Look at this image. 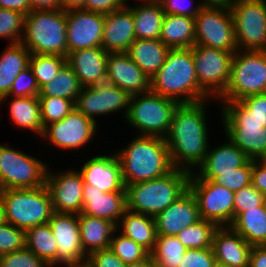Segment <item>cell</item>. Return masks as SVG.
Listing matches in <instances>:
<instances>
[{"label": "cell", "instance_id": "29", "mask_svg": "<svg viewBox=\"0 0 266 267\" xmlns=\"http://www.w3.org/2000/svg\"><path fill=\"white\" fill-rule=\"evenodd\" d=\"M169 51L160 39H135L126 53L151 79L164 64Z\"/></svg>", "mask_w": 266, "mask_h": 267}, {"label": "cell", "instance_id": "61", "mask_svg": "<svg viewBox=\"0 0 266 267\" xmlns=\"http://www.w3.org/2000/svg\"><path fill=\"white\" fill-rule=\"evenodd\" d=\"M7 222L6 220V212H5V206L2 202V199L0 197V224H3Z\"/></svg>", "mask_w": 266, "mask_h": 267}, {"label": "cell", "instance_id": "3", "mask_svg": "<svg viewBox=\"0 0 266 267\" xmlns=\"http://www.w3.org/2000/svg\"><path fill=\"white\" fill-rule=\"evenodd\" d=\"M116 155L125 185L156 179L173 169L166 140L160 137L137 135Z\"/></svg>", "mask_w": 266, "mask_h": 267}, {"label": "cell", "instance_id": "19", "mask_svg": "<svg viewBox=\"0 0 266 267\" xmlns=\"http://www.w3.org/2000/svg\"><path fill=\"white\" fill-rule=\"evenodd\" d=\"M68 53L102 47L104 14L72 9L66 11Z\"/></svg>", "mask_w": 266, "mask_h": 267}, {"label": "cell", "instance_id": "53", "mask_svg": "<svg viewBox=\"0 0 266 267\" xmlns=\"http://www.w3.org/2000/svg\"><path fill=\"white\" fill-rule=\"evenodd\" d=\"M127 0H86L84 10L109 14L113 11L121 9Z\"/></svg>", "mask_w": 266, "mask_h": 267}, {"label": "cell", "instance_id": "7", "mask_svg": "<svg viewBox=\"0 0 266 267\" xmlns=\"http://www.w3.org/2000/svg\"><path fill=\"white\" fill-rule=\"evenodd\" d=\"M224 132L250 159L266 157V128L240 101H221Z\"/></svg>", "mask_w": 266, "mask_h": 267}, {"label": "cell", "instance_id": "20", "mask_svg": "<svg viewBox=\"0 0 266 267\" xmlns=\"http://www.w3.org/2000/svg\"><path fill=\"white\" fill-rule=\"evenodd\" d=\"M150 80L126 52L108 53L106 82L132 96L150 91Z\"/></svg>", "mask_w": 266, "mask_h": 267}, {"label": "cell", "instance_id": "44", "mask_svg": "<svg viewBox=\"0 0 266 267\" xmlns=\"http://www.w3.org/2000/svg\"><path fill=\"white\" fill-rule=\"evenodd\" d=\"M40 87L31 68H25L14 80L10 93L0 99V104L11 97H38ZM3 101V102H2Z\"/></svg>", "mask_w": 266, "mask_h": 267}, {"label": "cell", "instance_id": "40", "mask_svg": "<svg viewBox=\"0 0 266 267\" xmlns=\"http://www.w3.org/2000/svg\"><path fill=\"white\" fill-rule=\"evenodd\" d=\"M66 63V57L60 55L31 54L29 57V67L40 88L51 82Z\"/></svg>", "mask_w": 266, "mask_h": 267}, {"label": "cell", "instance_id": "47", "mask_svg": "<svg viewBox=\"0 0 266 267\" xmlns=\"http://www.w3.org/2000/svg\"><path fill=\"white\" fill-rule=\"evenodd\" d=\"M252 177V159L244 166L233 169V172L221 173L214 181L227 187L229 190L236 192L243 187L251 184Z\"/></svg>", "mask_w": 266, "mask_h": 267}, {"label": "cell", "instance_id": "50", "mask_svg": "<svg viewBox=\"0 0 266 267\" xmlns=\"http://www.w3.org/2000/svg\"><path fill=\"white\" fill-rule=\"evenodd\" d=\"M87 267H126L125 264L110 248L92 252L87 257Z\"/></svg>", "mask_w": 266, "mask_h": 267}, {"label": "cell", "instance_id": "36", "mask_svg": "<svg viewBox=\"0 0 266 267\" xmlns=\"http://www.w3.org/2000/svg\"><path fill=\"white\" fill-rule=\"evenodd\" d=\"M57 242L49 224L34 226L25 232V247L46 261L57 265Z\"/></svg>", "mask_w": 266, "mask_h": 267}, {"label": "cell", "instance_id": "4", "mask_svg": "<svg viewBox=\"0 0 266 267\" xmlns=\"http://www.w3.org/2000/svg\"><path fill=\"white\" fill-rule=\"evenodd\" d=\"M190 175L173 168L162 177L125 185L127 209L156 217L189 189Z\"/></svg>", "mask_w": 266, "mask_h": 267}, {"label": "cell", "instance_id": "28", "mask_svg": "<svg viewBox=\"0 0 266 267\" xmlns=\"http://www.w3.org/2000/svg\"><path fill=\"white\" fill-rule=\"evenodd\" d=\"M78 222L81 243L87 256L92 252L109 248L112 236L117 232V226L113 222L86 214H79Z\"/></svg>", "mask_w": 266, "mask_h": 267}, {"label": "cell", "instance_id": "31", "mask_svg": "<svg viewBox=\"0 0 266 267\" xmlns=\"http://www.w3.org/2000/svg\"><path fill=\"white\" fill-rule=\"evenodd\" d=\"M160 40L170 49L192 48L195 45V18L165 14Z\"/></svg>", "mask_w": 266, "mask_h": 267}, {"label": "cell", "instance_id": "8", "mask_svg": "<svg viewBox=\"0 0 266 267\" xmlns=\"http://www.w3.org/2000/svg\"><path fill=\"white\" fill-rule=\"evenodd\" d=\"M178 105L176 101L150 90L131 96L128 113L124 118L140 131L138 135L165 139Z\"/></svg>", "mask_w": 266, "mask_h": 267}, {"label": "cell", "instance_id": "21", "mask_svg": "<svg viewBox=\"0 0 266 267\" xmlns=\"http://www.w3.org/2000/svg\"><path fill=\"white\" fill-rule=\"evenodd\" d=\"M154 218L157 235L176 236L182 229L200 220L195 196L188 189Z\"/></svg>", "mask_w": 266, "mask_h": 267}, {"label": "cell", "instance_id": "57", "mask_svg": "<svg viewBox=\"0 0 266 267\" xmlns=\"http://www.w3.org/2000/svg\"><path fill=\"white\" fill-rule=\"evenodd\" d=\"M31 11L34 10H62L61 0H29Z\"/></svg>", "mask_w": 266, "mask_h": 267}, {"label": "cell", "instance_id": "41", "mask_svg": "<svg viewBox=\"0 0 266 267\" xmlns=\"http://www.w3.org/2000/svg\"><path fill=\"white\" fill-rule=\"evenodd\" d=\"M43 127L59 122L75 109V102L70 99L53 96H38Z\"/></svg>", "mask_w": 266, "mask_h": 267}, {"label": "cell", "instance_id": "58", "mask_svg": "<svg viewBox=\"0 0 266 267\" xmlns=\"http://www.w3.org/2000/svg\"><path fill=\"white\" fill-rule=\"evenodd\" d=\"M204 8H221L231 10L236 0H202L199 2Z\"/></svg>", "mask_w": 266, "mask_h": 267}, {"label": "cell", "instance_id": "26", "mask_svg": "<svg viewBox=\"0 0 266 267\" xmlns=\"http://www.w3.org/2000/svg\"><path fill=\"white\" fill-rule=\"evenodd\" d=\"M220 146L209 150L203 162L198 166L200 179L214 180L221 173L233 172V169L244 166L250 158L230 139Z\"/></svg>", "mask_w": 266, "mask_h": 267}, {"label": "cell", "instance_id": "14", "mask_svg": "<svg viewBox=\"0 0 266 267\" xmlns=\"http://www.w3.org/2000/svg\"><path fill=\"white\" fill-rule=\"evenodd\" d=\"M195 18V45L236 52L234 22L231 10L204 8Z\"/></svg>", "mask_w": 266, "mask_h": 267}, {"label": "cell", "instance_id": "25", "mask_svg": "<svg viewBox=\"0 0 266 267\" xmlns=\"http://www.w3.org/2000/svg\"><path fill=\"white\" fill-rule=\"evenodd\" d=\"M107 55L102 47H95L72 51L66 59L81 86L88 87L106 82Z\"/></svg>", "mask_w": 266, "mask_h": 267}, {"label": "cell", "instance_id": "54", "mask_svg": "<svg viewBox=\"0 0 266 267\" xmlns=\"http://www.w3.org/2000/svg\"><path fill=\"white\" fill-rule=\"evenodd\" d=\"M251 184L266 196V161L252 160Z\"/></svg>", "mask_w": 266, "mask_h": 267}, {"label": "cell", "instance_id": "38", "mask_svg": "<svg viewBox=\"0 0 266 267\" xmlns=\"http://www.w3.org/2000/svg\"><path fill=\"white\" fill-rule=\"evenodd\" d=\"M186 247L177 236L157 235L155 247L150 253L156 267H178Z\"/></svg>", "mask_w": 266, "mask_h": 267}, {"label": "cell", "instance_id": "5", "mask_svg": "<svg viewBox=\"0 0 266 267\" xmlns=\"http://www.w3.org/2000/svg\"><path fill=\"white\" fill-rule=\"evenodd\" d=\"M21 43L31 54L67 57L65 10H34L25 16Z\"/></svg>", "mask_w": 266, "mask_h": 267}, {"label": "cell", "instance_id": "27", "mask_svg": "<svg viewBox=\"0 0 266 267\" xmlns=\"http://www.w3.org/2000/svg\"><path fill=\"white\" fill-rule=\"evenodd\" d=\"M252 247L230 226L218 227L214 233L212 250L217 262L234 267H249Z\"/></svg>", "mask_w": 266, "mask_h": 267}, {"label": "cell", "instance_id": "52", "mask_svg": "<svg viewBox=\"0 0 266 267\" xmlns=\"http://www.w3.org/2000/svg\"><path fill=\"white\" fill-rule=\"evenodd\" d=\"M165 14H176L195 17L201 10V4H197L194 8L191 5H185L186 0H158ZM191 4L193 0L190 1ZM192 7V8H191Z\"/></svg>", "mask_w": 266, "mask_h": 267}, {"label": "cell", "instance_id": "16", "mask_svg": "<svg viewBox=\"0 0 266 267\" xmlns=\"http://www.w3.org/2000/svg\"><path fill=\"white\" fill-rule=\"evenodd\" d=\"M48 224L57 242V266L86 265L88 256L81 243L78 215L54 212Z\"/></svg>", "mask_w": 266, "mask_h": 267}, {"label": "cell", "instance_id": "49", "mask_svg": "<svg viewBox=\"0 0 266 267\" xmlns=\"http://www.w3.org/2000/svg\"><path fill=\"white\" fill-rule=\"evenodd\" d=\"M215 262L212 248L186 249L178 267H213Z\"/></svg>", "mask_w": 266, "mask_h": 267}, {"label": "cell", "instance_id": "30", "mask_svg": "<svg viewBox=\"0 0 266 267\" xmlns=\"http://www.w3.org/2000/svg\"><path fill=\"white\" fill-rule=\"evenodd\" d=\"M119 222L116 227L117 232L134 240L149 253L153 251L157 239L154 217L126 209Z\"/></svg>", "mask_w": 266, "mask_h": 267}, {"label": "cell", "instance_id": "18", "mask_svg": "<svg viewBox=\"0 0 266 267\" xmlns=\"http://www.w3.org/2000/svg\"><path fill=\"white\" fill-rule=\"evenodd\" d=\"M83 176L80 171L52 173L47 169L46 182L54 212L79 215L83 209Z\"/></svg>", "mask_w": 266, "mask_h": 267}, {"label": "cell", "instance_id": "51", "mask_svg": "<svg viewBox=\"0 0 266 267\" xmlns=\"http://www.w3.org/2000/svg\"><path fill=\"white\" fill-rule=\"evenodd\" d=\"M240 102L266 128V93L247 96Z\"/></svg>", "mask_w": 266, "mask_h": 267}, {"label": "cell", "instance_id": "45", "mask_svg": "<svg viewBox=\"0 0 266 267\" xmlns=\"http://www.w3.org/2000/svg\"><path fill=\"white\" fill-rule=\"evenodd\" d=\"M266 203V196L252 184L234 192V219L247 209H255Z\"/></svg>", "mask_w": 266, "mask_h": 267}, {"label": "cell", "instance_id": "55", "mask_svg": "<svg viewBox=\"0 0 266 267\" xmlns=\"http://www.w3.org/2000/svg\"><path fill=\"white\" fill-rule=\"evenodd\" d=\"M249 267H266V245L252 247Z\"/></svg>", "mask_w": 266, "mask_h": 267}, {"label": "cell", "instance_id": "13", "mask_svg": "<svg viewBox=\"0 0 266 267\" xmlns=\"http://www.w3.org/2000/svg\"><path fill=\"white\" fill-rule=\"evenodd\" d=\"M196 76L200 87L214 99L225 92L230 77L233 54L201 45L192 48Z\"/></svg>", "mask_w": 266, "mask_h": 267}, {"label": "cell", "instance_id": "35", "mask_svg": "<svg viewBox=\"0 0 266 267\" xmlns=\"http://www.w3.org/2000/svg\"><path fill=\"white\" fill-rule=\"evenodd\" d=\"M13 98V99H12ZM10 100V118L16 126L26 128L42 137L44 127L41 121L38 97H12Z\"/></svg>", "mask_w": 266, "mask_h": 267}, {"label": "cell", "instance_id": "56", "mask_svg": "<svg viewBox=\"0 0 266 267\" xmlns=\"http://www.w3.org/2000/svg\"><path fill=\"white\" fill-rule=\"evenodd\" d=\"M0 8L15 10L25 16L31 11L29 0H0Z\"/></svg>", "mask_w": 266, "mask_h": 267}, {"label": "cell", "instance_id": "60", "mask_svg": "<svg viewBox=\"0 0 266 267\" xmlns=\"http://www.w3.org/2000/svg\"><path fill=\"white\" fill-rule=\"evenodd\" d=\"M126 267H156V263L153 260L152 256L149 255L147 258L140 262L127 264Z\"/></svg>", "mask_w": 266, "mask_h": 267}, {"label": "cell", "instance_id": "9", "mask_svg": "<svg viewBox=\"0 0 266 267\" xmlns=\"http://www.w3.org/2000/svg\"><path fill=\"white\" fill-rule=\"evenodd\" d=\"M261 93H266V51L237 50L228 86L219 101H240Z\"/></svg>", "mask_w": 266, "mask_h": 267}, {"label": "cell", "instance_id": "34", "mask_svg": "<svg viewBox=\"0 0 266 267\" xmlns=\"http://www.w3.org/2000/svg\"><path fill=\"white\" fill-rule=\"evenodd\" d=\"M230 227L250 245H266V203L240 213Z\"/></svg>", "mask_w": 266, "mask_h": 267}, {"label": "cell", "instance_id": "24", "mask_svg": "<svg viewBox=\"0 0 266 267\" xmlns=\"http://www.w3.org/2000/svg\"><path fill=\"white\" fill-rule=\"evenodd\" d=\"M126 209L125 191L102 192L94 185L84 184L80 214L103 218L117 226Z\"/></svg>", "mask_w": 266, "mask_h": 267}, {"label": "cell", "instance_id": "12", "mask_svg": "<svg viewBox=\"0 0 266 267\" xmlns=\"http://www.w3.org/2000/svg\"><path fill=\"white\" fill-rule=\"evenodd\" d=\"M189 189L196 198L200 219L230 226L234 221V192L214 180L200 179L193 171Z\"/></svg>", "mask_w": 266, "mask_h": 267}, {"label": "cell", "instance_id": "22", "mask_svg": "<svg viewBox=\"0 0 266 267\" xmlns=\"http://www.w3.org/2000/svg\"><path fill=\"white\" fill-rule=\"evenodd\" d=\"M85 184L94 185L102 192L125 191L121 164L115 154L89 159L79 170Z\"/></svg>", "mask_w": 266, "mask_h": 267}, {"label": "cell", "instance_id": "11", "mask_svg": "<svg viewBox=\"0 0 266 267\" xmlns=\"http://www.w3.org/2000/svg\"><path fill=\"white\" fill-rule=\"evenodd\" d=\"M231 15L238 50L266 51V0H236Z\"/></svg>", "mask_w": 266, "mask_h": 267}, {"label": "cell", "instance_id": "62", "mask_svg": "<svg viewBox=\"0 0 266 267\" xmlns=\"http://www.w3.org/2000/svg\"><path fill=\"white\" fill-rule=\"evenodd\" d=\"M213 267H234V266H230L216 261Z\"/></svg>", "mask_w": 266, "mask_h": 267}, {"label": "cell", "instance_id": "48", "mask_svg": "<svg viewBox=\"0 0 266 267\" xmlns=\"http://www.w3.org/2000/svg\"><path fill=\"white\" fill-rule=\"evenodd\" d=\"M25 247V232L8 222L0 224V255Z\"/></svg>", "mask_w": 266, "mask_h": 267}, {"label": "cell", "instance_id": "39", "mask_svg": "<svg viewBox=\"0 0 266 267\" xmlns=\"http://www.w3.org/2000/svg\"><path fill=\"white\" fill-rule=\"evenodd\" d=\"M218 227L212 221L200 219L182 229L176 236L186 249L212 248L214 233Z\"/></svg>", "mask_w": 266, "mask_h": 267}, {"label": "cell", "instance_id": "63", "mask_svg": "<svg viewBox=\"0 0 266 267\" xmlns=\"http://www.w3.org/2000/svg\"><path fill=\"white\" fill-rule=\"evenodd\" d=\"M72 267H87L86 265H84V266H72Z\"/></svg>", "mask_w": 266, "mask_h": 267}, {"label": "cell", "instance_id": "59", "mask_svg": "<svg viewBox=\"0 0 266 267\" xmlns=\"http://www.w3.org/2000/svg\"><path fill=\"white\" fill-rule=\"evenodd\" d=\"M86 0H61L63 10L83 9Z\"/></svg>", "mask_w": 266, "mask_h": 267}, {"label": "cell", "instance_id": "32", "mask_svg": "<svg viewBox=\"0 0 266 267\" xmlns=\"http://www.w3.org/2000/svg\"><path fill=\"white\" fill-rule=\"evenodd\" d=\"M143 1L139 6L128 7L133 12L136 39H160L162 20L165 15L158 0Z\"/></svg>", "mask_w": 266, "mask_h": 267}, {"label": "cell", "instance_id": "23", "mask_svg": "<svg viewBox=\"0 0 266 267\" xmlns=\"http://www.w3.org/2000/svg\"><path fill=\"white\" fill-rule=\"evenodd\" d=\"M102 48L108 53L127 52L135 41L133 12L127 3L119 10L104 15Z\"/></svg>", "mask_w": 266, "mask_h": 267}, {"label": "cell", "instance_id": "15", "mask_svg": "<svg viewBox=\"0 0 266 267\" xmlns=\"http://www.w3.org/2000/svg\"><path fill=\"white\" fill-rule=\"evenodd\" d=\"M130 98L131 95L127 91L104 82L95 86L83 87L76 99L75 108L95 122L94 117L97 115L106 116L123 109L126 117Z\"/></svg>", "mask_w": 266, "mask_h": 267}, {"label": "cell", "instance_id": "46", "mask_svg": "<svg viewBox=\"0 0 266 267\" xmlns=\"http://www.w3.org/2000/svg\"><path fill=\"white\" fill-rule=\"evenodd\" d=\"M0 267H51L28 248L0 255Z\"/></svg>", "mask_w": 266, "mask_h": 267}, {"label": "cell", "instance_id": "6", "mask_svg": "<svg viewBox=\"0 0 266 267\" xmlns=\"http://www.w3.org/2000/svg\"><path fill=\"white\" fill-rule=\"evenodd\" d=\"M0 197L9 224L26 232L34 226L48 224L54 213L46 185L38 188L3 189Z\"/></svg>", "mask_w": 266, "mask_h": 267}, {"label": "cell", "instance_id": "2", "mask_svg": "<svg viewBox=\"0 0 266 267\" xmlns=\"http://www.w3.org/2000/svg\"><path fill=\"white\" fill-rule=\"evenodd\" d=\"M150 90L179 104L210 97L198 83L191 48L170 49L164 64L150 80Z\"/></svg>", "mask_w": 266, "mask_h": 267}, {"label": "cell", "instance_id": "42", "mask_svg": "<svg viewBox=\"0 0 266 267\" xmlns=\"http://www.w3.org/2000/svg\"><path fill=\"white\" fill-rule=\"evenodd\" d=\"M109 248L125 264L140 262L150 255L145 248L120 232L112 236Z\"/></svg>", "mask_w": 266, "mask_h": 267}, {"label": "cell", "instance_id": "1", "mask_svg": "<svg viewBox=\"0 0 266 267\" xmlns=\"http://www.w3.org/2000/svg\"><path fill=\"white\" fill-rule=\"evenodd\" d=\"M208 100L179 104L174 111L170 130L165 140L173 168L192 172L208 152L206 103ZM186 164V165H185Z\"/></svg>", "mask_w": 266, "mask_h": 267}, {"label": "cell", "instance_id": "37", "mask_svg": "<svg viewBox=\"0 0 266 267\" xmlns=\"http://www.w3.org/2000/svg\"><path fill=\"white\" fill-rule=\"evenodd\" d=\"M82 88L78 77L66 63L51 82L40 88L39 96L61 97L76 102Z\"/></svg>", "mask_w": 266, "mask_h": 267}, {"label": "cell", "instance_id": "10", "mask_svg": "<svg viewBox=\"0 0 266 267\" xmlns=\"http://www.w3.org/2000/svg\"><path fill=\"white\" fill-rule=\"evenodd\" d=\"M47 166L27 153L0 144V190L44 186Z\"/></svg>", "mask_w": 266, "mask_h": 267}, {"label": "cell", "instance_id": "43", "mask_svg": "<svg viewBox=\"0 0 266 267\" xmlns=\"http://www.w3.org/2000/svg\"><path fill=\"white\" fill-rule=\"evenodd\" d=\"M24 21L25 15L21 12L0 8V39H9L10 44L21 42Z\"/></svg>", "mask_w": 266, "mask_h": 267}, {"label": "cell", "instance_id": "17", "mask_svg": "<svg viewBox=\"0 0 266 267\" xmlns=\"http://www.w3.org/2000/svg\"><path fill=\"white\" fill-rule=\"evenodd\" d=\"M97 125L75 108L64 119L47 125L42 138L61 149L74 150L88 144L98 130Z\"/></svg>", "mask_w": 266, "mask_h": 267}, {"label": "cell", "instance_id": "33", "mask_svg": "<svg viewBox=\"0 0 266 267\" xmlns=\"http://www.w3.org/2000/svg\"><path fill=\"white\" fill-rule=\"evenodd\" d=\"M30 51L21 43H12L0 56V99L8 96L16 77L29 66Z\"/></svg>", "mask_w": 266, "mask_h": 267}]
</instances>
